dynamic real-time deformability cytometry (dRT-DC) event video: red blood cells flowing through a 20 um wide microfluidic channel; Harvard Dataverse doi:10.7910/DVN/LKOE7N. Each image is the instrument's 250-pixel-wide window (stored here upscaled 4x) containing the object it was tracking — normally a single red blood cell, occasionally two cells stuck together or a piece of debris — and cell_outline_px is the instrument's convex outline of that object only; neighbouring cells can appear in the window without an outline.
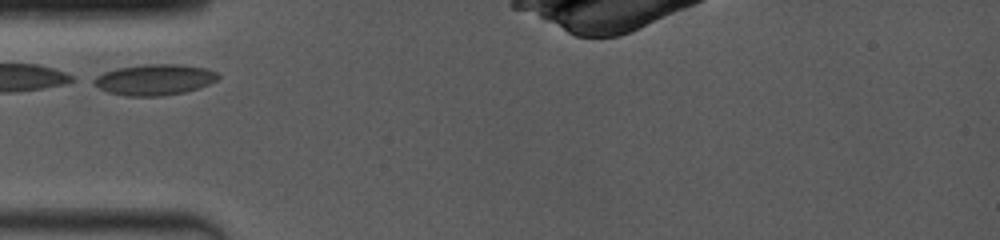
{"species": "common noctule bat (a hibernating species)", "species_latin": "Nyctalus noctula", "temperature_condition": "room temperature", "stored_images_in_passage": 5, "camera_frame_rate_fps": 4000, "um_per_image_px": 0.085, "animal": {"sex": "female", "body_mass_g": 19.0, "forearm_length_mm": 53.3}, "frame": {"image": 1, "passage_image": 1, "time_ms": 0.0, "image_size_px": [1000, 240], "cell_outline_px": [[220, 76], [216, 80], [208, 84], [184, 92], [164, 96], [124, 96], [108, 92], [92, 84], [88, 80], [104, 72], [116, 68], [144, 64], [180, 64], [204, 68], [220, 72]], "centroid_in_image_um": [13.09, 6.77], "position_along_channel_um": 71.9, "area_um2": 22.6}}